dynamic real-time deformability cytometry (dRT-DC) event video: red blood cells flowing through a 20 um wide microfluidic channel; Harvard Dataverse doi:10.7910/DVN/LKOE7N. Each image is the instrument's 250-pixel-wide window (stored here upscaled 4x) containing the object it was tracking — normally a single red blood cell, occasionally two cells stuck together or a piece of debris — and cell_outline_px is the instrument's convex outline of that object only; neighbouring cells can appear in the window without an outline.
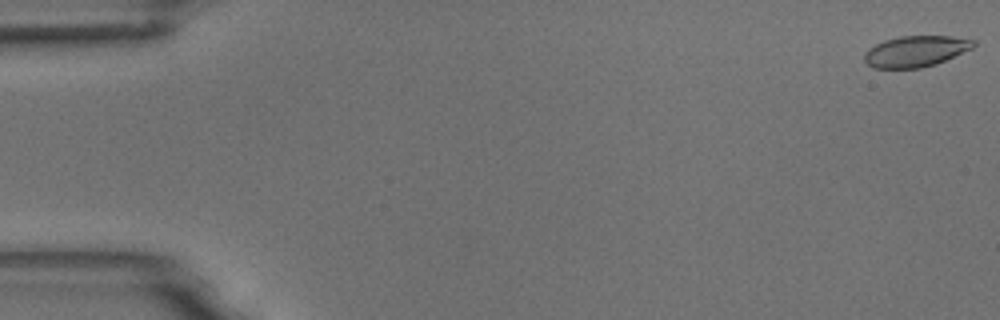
{"species": "common noctule bat (a hibernating species)", "species_latin": "Nyctalus noctula", "temperature_condition": "room temperature", "stored_images_in_passage": 15, "camera_frame_rate_fps": 3000, "um_per_image_px": 0.085, "animal": {"sex": "male", "body_mass_g": 18.8}, "frame": {"image": 1, "passage_image": 1, "time_ms": 0.0, "image_size_px": [1000, 320], "cell_outline_px": [[976, 44], [972, 48], [936, 64], [920, 68], [872, 68], [864, 60], [864, 52], [868, 48], [884, 40], [900, 36], [952, 36], [976, 40]], "centroid_in_image_um": [77.82, 4.35], "position_along_channel_um": 7.2, "area_um2": 19.77}}
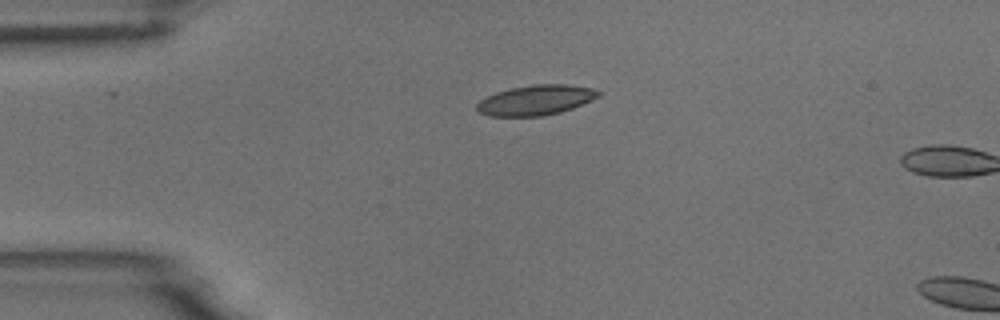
{"frame": {"image": 2, "passage_image": 13, "time_ms": 4.0, "image_size_px": [1000, 320], "cell_outline_px": [[600, 96], [592, 100], [572, 108], [560, 112], [540, 116], [488, 116], [480, 112], [476, 108], [476, 104], [480, 100], [496, 92], [512, 88], [536, 84], [568, 84], [596, 88], [600, 92]], "centroid_in_image_um": [45.57, 8.5], "position_along_channel_um": 39.4, "area_um2": 21.27}}